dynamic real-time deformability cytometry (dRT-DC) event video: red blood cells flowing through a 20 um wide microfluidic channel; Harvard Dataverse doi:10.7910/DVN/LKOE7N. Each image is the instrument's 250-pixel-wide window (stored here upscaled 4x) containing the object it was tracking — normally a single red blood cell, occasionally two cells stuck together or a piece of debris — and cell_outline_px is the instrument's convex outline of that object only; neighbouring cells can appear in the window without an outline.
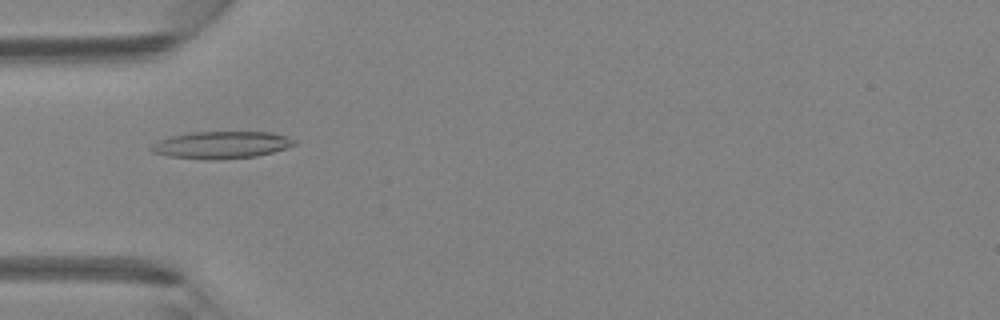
{"species": "Egyptian fruit bat (a non-hibernating species)", "species_latin": "Rousettus aegyptiacus", "temperature_condition": "room temperature", "stored_images_in_passage": 46, "camera_frame_rate_fps": 3000, "um_per_image_px": 0.085, "animal": {"sex": "female"}, "frame": {"image": 1, "passage_image": 15, "time_ms": 4.667, "image_size_px": [1000, 320], "cell_outline_px": [[296, 144], [272, 152], [256, 156], [208, 160], [168, 156], [152, 152], [148, 148], [160, 140], [172, 136], [192, 132], [272, 132], [288, 136], [296, 140]], "centroid_in_image_um": [18.83, 12.31], "position_along_channel_um": 66.2, "area_um2": 22.48}}
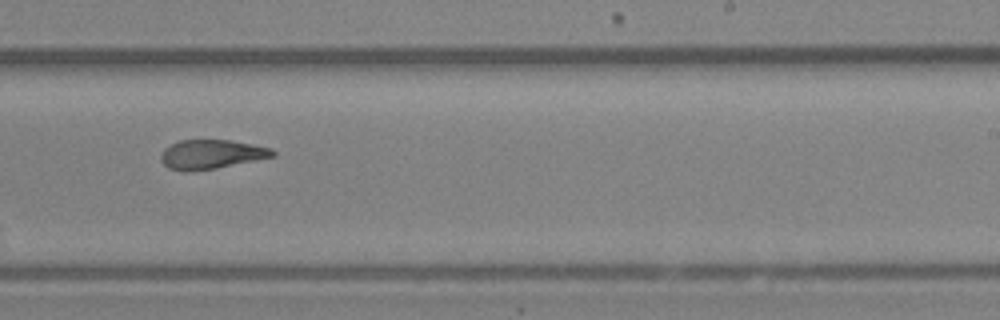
{"frame": {"image": 2, "passage_image": 29, "time_ms": 9.333, "image_size_px": [1000, 320], "cell_outline_px": [[276, 156], [216, 168], [184, 172], [168, 168], [160, 160], [160, 156], [164, 148], [180, 140], [232, 140], [272, 148], [276, 152]], "centroid_in_image_um": [17.96, 13.12], "position_along_channel_um": 271.0, "area_um2": 19.07}}
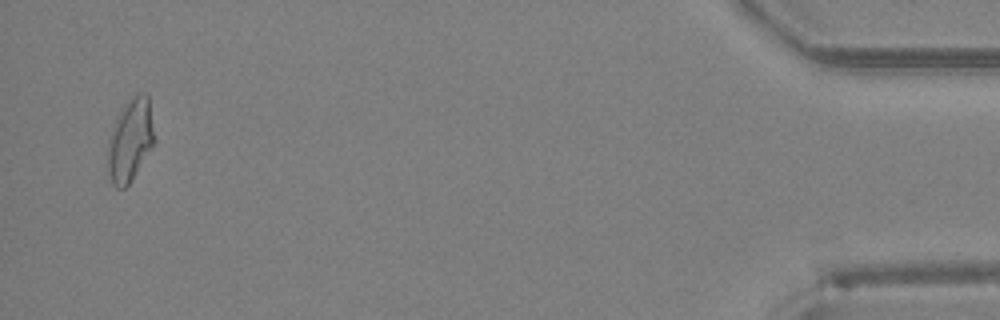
{"frame": {"image": 3, "passage_image": 45, "time_ms": 14.667, "image_size_px": [1000, 320], "cell_outline_px": [[152, 148], [132, 180], [124, 188], [116, 188], [112, 184], [108, 172], [108, 136], [124, 104], [136, 92], [148, 92], [152, 132]], "centroid_in_image_um": [11.04, 11.92], "position_along_channel_um": 424.2, "area_um2": 22.14}}